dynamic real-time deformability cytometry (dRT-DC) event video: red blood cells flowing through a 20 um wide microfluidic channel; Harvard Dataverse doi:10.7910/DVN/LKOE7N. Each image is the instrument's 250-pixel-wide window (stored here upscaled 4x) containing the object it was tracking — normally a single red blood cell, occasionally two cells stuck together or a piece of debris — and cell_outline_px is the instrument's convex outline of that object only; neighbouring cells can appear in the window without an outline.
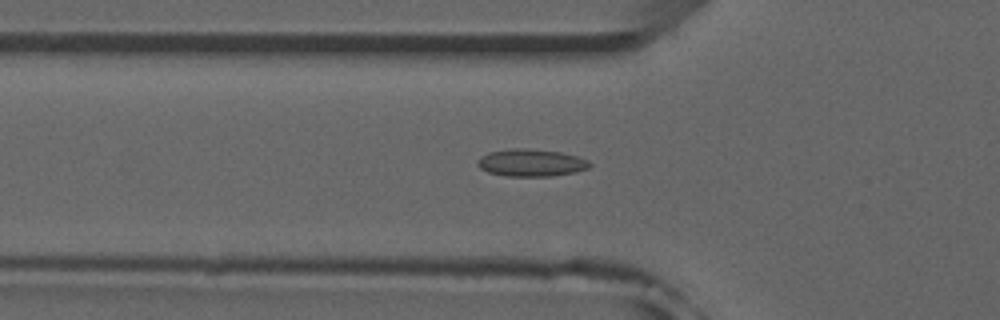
{"species": "common noctule bat (a hibernating species)", "species_latin": "Nyctalus noctula", "temperature_condition": "room temperature", "stored_images_in_passage": 48, "camera_frame_rate_fps": 3000, "um_per_image_px": 0.085, "animal": {"sex": "male", "forearm_length_mm": 52.5}, "frame": {"image": 1, "passage_image": 18, "time_ms": 5.667, "image_size_px": [1000, 320], "cell_outline_px": [[592, 164], [588, 168], [576, 172], [552, 176], [508, 176], [488, 172], [480, 168], [476, 164], [476, 160], [480, 156], [488, 152], [512, 148], [528, 148], [560, 152], [576, 156], [588, 160]], "centroid_in_image_um": [45.12, 13.83], "position_along_channel_um": 80.7, "area_um2": 17.98}}
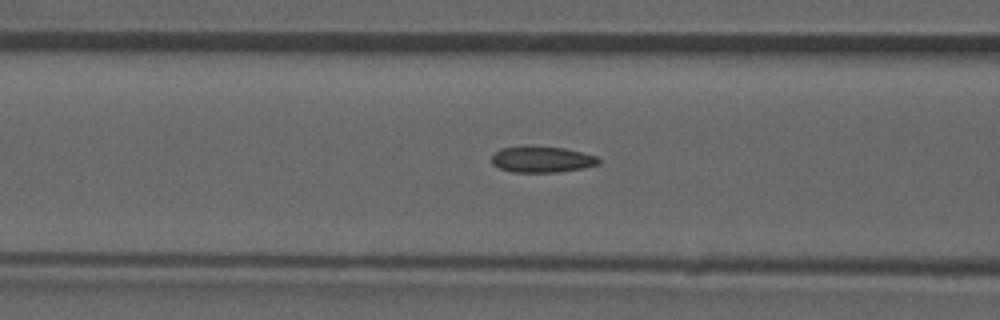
{"frame": {"image": 2, "passage_image": 21, "time_ms": 6.667, "image_size_px": [1000, 320], "cell_outline_px": [[600, 160], [596, 164], [584, 168], [556, 172], [512, 172], [500, 168], [492, 164], [492, 156], [500, 148], [524, 144], [532, 144], [564, 148], [596, 156]], "centroid_in_image_um": [46.0, 13.51], "position_along_channel_um": 120.6, "area_um2": 16.59}}
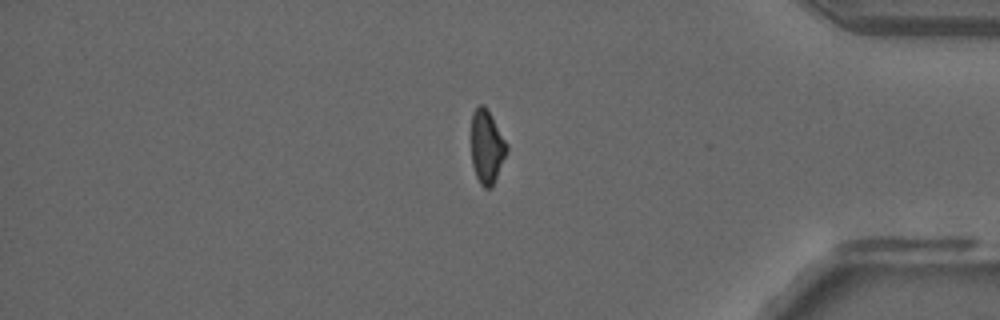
{"frame": {"image": 3, "passage_image": 44, "time_ms": 14.333, "image_size_px": [1000, 320], "cell_outline_px": [[508, 148], [492, 188], [484, 188], [480, 184], [476, 176], [472, 164], [472, 112], [480, 104], [484, 104], [492, 116], [508, 144]], "centroid_in_image_um": [41.38, 12.47], "position_along_channel_um": 393.8, "area_um2": 15.14}}